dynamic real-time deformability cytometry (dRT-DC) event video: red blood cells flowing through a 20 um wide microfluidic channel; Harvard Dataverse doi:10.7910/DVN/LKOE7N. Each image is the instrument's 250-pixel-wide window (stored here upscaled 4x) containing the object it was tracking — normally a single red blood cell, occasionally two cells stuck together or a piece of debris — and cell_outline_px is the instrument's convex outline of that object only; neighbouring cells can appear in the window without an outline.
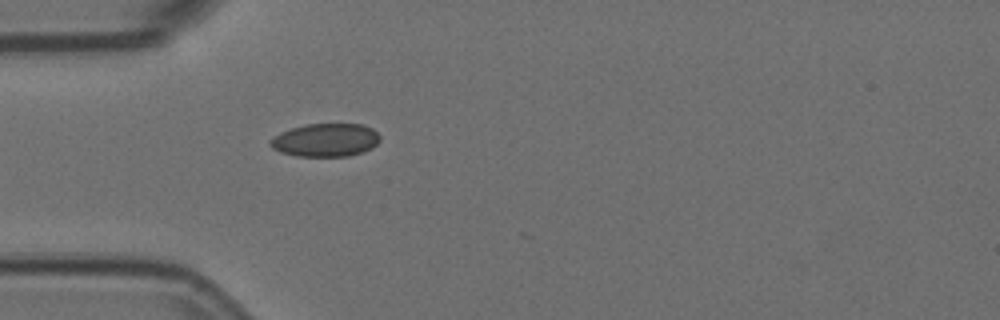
{"species": "Egyptian fruit bat (a non-hibernating species)", "species_latin": "Rousettus aegyptiacus", "temperature_condition": "room temperature", "stored_images_in_passage": 3, "camera_frame_rate_fps": 3000, "um_per_image_px": 0.085, "animal": {"sex": "female"}, "frame": {"image": 1, "passage_image": 3, "time_ms": 0.667, "image_size_px": [1000, 320], "cell_outline_px": [[380, 140], [372, 148], [348, 156], [296, 156], [280, 152], [272, 148], [268, 144], [268, 140], [280, 132], [292, 128], [308, 124], [364, 124], [372, 128], [380, 136]], "centroid_in_image_um": [27.65, 11.9], "position_along_channel_um": 57.4, "area_um2": 21.27}}